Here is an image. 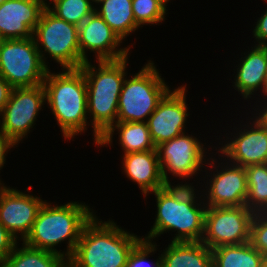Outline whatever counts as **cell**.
I'll list each match as a JSON object with an SVG mask.
<instances>
[{
    "label": "cell",
    "mask_w": 267,
    "mask_h": 267,
    "mask_svg": "<svg viewBox=\"0 0 267 267\" xmlns=\"http://www.w3.org/2000/svg\"><path fill=\"white\" fill-rule=\"evenodd\" d=\"M46 8L59 19L77 27L95 10L90 0H50Z\"/></svg>",
    "instance_id": "26"
},
{
    "label": "cell",
    "mask_w": 267,
    "mask_h": 267,
    "mask_svg": "<svg viewBox=\"0 0 267 267\" xmlns=\"http://www.w3.org/2000/svg\"><path fill=\"white\" fill-rule=\"evenodd\" d=\"M241 111H239V116L242 120L239 117L236 121L238 124L236 122H233V125L225 123L229 126L224 125L223 133H227H221L220 129L217 131V135L220 133L219 138L214 135L215 149L229 162L242 167L267 163V127L254 115L250 116L249 110L246 109L244 114Z\"/></svg>",
    "instance_id": "8"
},
{
    "label": "cell",
    "mask_w": 267,
    "mask_h": 267,
    "mask_svg": "<svg viewBox=\"0 0 267 267\" xmlns=\"http://www.w3.org/2000/svg\"><path fill=\"white\" fill-rule=\"evenodd\" d=\"M19 241L0 223V263L14 250Z\"/></svg>",
    "instance_id": "31"
},
{
    "label": "cell",
    "mask_w": 267,
    "mask_h": 267,
    "mask_svg": "<svg viewBox=\"0 0 267 267\" xmlns=\"http://www.w3.org/2000/svg\"><path fill=\"white\" fill-rule=\"evenodd\" d=\"M43 86L46 106L54 116L62 138L71 142L79 135L85 136L91 126L87 112V83L83 71L80 68L60 69L59 72L48 69Z\"/></svg>",
    "instance_id": "5"
},
{
    "label": "cell",
    "mask_w": 267,
    "mask_h": 267,
    "mask_svg": "<svg viewBox=\"0 0 267 267\" xmlns=\"http://www.w3.org/2000/svg\"><path fill=\"white\" fill-rule=\"evenodd\" d=\"M256 99H267V73L265 76L264 87L261 95Z\"/></svg>",
    "instance_id": "35"
},
{
    "label": "cell",
    "mask_w": 267,
    "mask_h": 267,
    "mask_svg": "<svg viewBox=\"0 0 267 267\" xmlns=\"http://www.w3.org/2000/svg\"><path fill=\"white\" fill-rule=\"evenodd\" d=\"M16 147L18 146L10 138L3 133L0 134V174L1 171H3L2 169L6 166L8 153H11L12 149ZM0 184H4L2 178H0Z\"/></svg>",
    "instance_id": "32"
},
{
    "label": "cell",
    "mask_w": 267,
    "mask_h": 267,
    "mask_svg": "<svg viewBox=\"0 0 267 267\" xmlns=\"http://www.w3.org/2000/svg\"><path fill=\"white\" fill-rule=\"evenodd\" d=\"M192 132L191 134H188L190 133L188 131L184 132L156 147L162 179L166 185H174L175 182H172V180L174 181L175 179L177 182L182 180L176 183V185H200L202 178L199 176H202L207 160L215 149L213 144L215 139L213 140L212 138L208 145L209 140H207L205 134H202L204 139L206 138L203 140V137L201 139L200 135L198 137L196 133L193 134ZM193 178L195 180L192 182Z\"/></svg>",
    "instance_id": "6"
},
{
    "label": "cell",
    "mask_w": 267,
    "mask_h": 267,
    "mask_svg": "<svg viewBox=\"0 0 267 267\" xmlns=\"http://www.w3.org/2000/svg\"><path fill=\"white\" fill-rule=\"evenodd\" d=\"M0 267H69V259L18 242L14 250L0 263Z\"/></svg>",
    "instance_id": "23"
},
{
    "label": "cell",
    "mask_w": 267,
    "mask_h": 267,
    "mask_svg": "<svg viewBox=\"0 0 267 267\" xmlns=\"http://www.w3.org/2000/svg\"><path fill=\"white\" fill-rule=\"evenodd\" d=\"M5 39L0 35V47Z\"/></svg>",
    "instance_id": "39"
},
{
    "label": "cell",
    "mask_w": 267,
    "mask_h": 267,
    "mask_svg": "<svg viewBox=\"0 0 267 267\" xmlns=\"http://www.w3.org/2000/svg\"><path fill=\"white\" fill-rule=\"evenodd\" d=\"M165 7H167L168 6V8H169V3H171V1L172 0H159Z\"/></svg>",
    "instance_id": "36"
},
{
    "label": "cell",
    "mask_w": 267,
    "mask_h": 267,
    "mask_svg": "<svg viewBox=\"0 0 267 267\" xmlns=\"http://www.w3.org/2000/svg\"><path fill=\"white\" fill-rule=\"evenodd\" d=\"M263 267H267V255L264 256Z\"/></svg>",
    "instance_id": "38"
},
{
    "label": "cell",
    "mask_w": 267,
    "mask_h": 267,
    "mask_svg": "<svg viewBox=\"0 0 267 267\" xmlns=\"http://www.w3.org/2000/svg\"><path fill=\"white\" fill-rule=\"evenodd\" d=\"M130 56L119 60H89L80 67L87 83V112L93 145H98L101 137L117 122L118 101L124 79L129 74Z\"/></svg>",
    "instance_id": "3"
},
{
    "label": "cell",
    "mask_w": 267,
    "mask_h": 267,
    "mask_svg": "<svg viewBox=\"0 0 267 267\" xmlns=\"http://www.w3.org/2000/svg\"><path fill=\"white\" fill-rule=\"evenodd\" d=\"M47 71L33 37L3 41L0 75L13 88L42 85Z\"/></svg>",
    "instance_id": "11"
},
{
    "label": "cell",
    "mask_w": 267,
    "mask_h": 267,
    "mask_svg": "<svg viewBox=\"0 0 267 267\" xmlns=\"http://www.w3.org/2000/svg\"><path fill=\"white\" fill-rule=\"evenodd\" d=\"M99 217L95 214L84 226L69 267H125L132 249L143 239L115 219Z\"/></svg>",
    "instance_id": "4"
},
{
    "label": "cell",
    "mask_w": 267,
    "mask_h": 267,
    "mask_svg": "<svg viewBox=\"0 0 267 267\" xmlns=\"http://www.w3.org/2000/svg\"><path fill=\"white\" fill-rule=\"evenodd\" d=\"M46 92L42 85L14 87L0 114L1 132L17 146L24 143L37 124V118L46 107ZM43 108V109H42Z\"/></svg>",
    "instance_id": "12"
},
{
    "label": "cell",
    "mask_w": 267,
    "mask_h": 267,
    "mask_svg": "<svg viewBox=\"0 0 267 267\" xmlns=\"http://www.w3.org/2000/svg\"><path fill=\"white\" fill-rule=\"evenodd\" d=\"M120 156L122 173L138 186L142 197L166 185L162 179L156 149L125 153Z\"/></svg>",
    "instance_id": "19"
},
{
    "label": "cell",
    "mask_w": 267,
    "mask_h": 267,
    "mask_svg": "<svg viewBox=\"0 0 267 267\" xmlns=\"http://www.w3.org/2000/svg\"><path fill=\"white\" fill-rule=\"evenodd\" d=\"M159 246L156 242L142 239L132 249L125 267H163ZM157 251L159 252L158 256L156 255L157 259H154V261L149 259Z\"/></svg>",
    "instance_id": "28"
},
{
    "label": "cell",
    "mask_w": 267,
    "mask_h": 267,
    "mask_svg": "<svg viewBox=\"0 0 267 267\" xmlns=\"http://www.w3.org/2000/svg\"><path fill=\"white\" fill-rule=\"evenodd\" d=\"M45 4H47L50 0H42Z\"/></svg>",
    "instance_id": "40"
},
{
    "label": "cell",
    "mask_w": 267,
    "mask_h": 267,
    "mask_svg": "<svg viewBox=\"0 0 267 267\" xmlns=\"http://www.w3.org/2000/svg\"><path fill=\"white\" fill-rule=\"evenodd\" d=\"M249 242L263 256L267 255V216L263 213H256L252 218Z\"/></svg>",
    "instance_id": "29"
},
{
    "label": "cell",
    "mask_w": 267,
    "mask_h": 267,
    "mask_svg": "<svg viewBox=\"0 0 267 267\" xmlns=\"http://www.w3.org/2000/svg\"><path fill=\"white\" fill-rule=\"evenodd\" d=\"M78 37L80 54L85 61L119 60L129 56L136 45L134 41L123 47L125 42L95 11L78 27Z\"/></svg>",
    "instance_id": "16"
},
{
    "label": "cell",
    "mask_w": 267,
    "mask_h": 267,
    "mask_svg": "<svg viewBox=\"0 0 267 267\" xmlns=\"http://www.w3.org/2000/svg\"><path fill=\"white\" fill-rule=\"evenodd\" d=\"M254 104L247 108L264 126L267 127V99L253 100ZM252 111H251V110Z\"/></svg>",
    "instance_id": "33"
},
{
    "label": "cell",
    "mask_w": 267,
    "mask_h": 267,
    "mask_svg": "<svg viewBox=\"0 0 267 267\" xmlns=\"http://www.w3.org/2000/svg\"><path fill=\"white\" fill-rule=\"evenodd\" d=\"M155 61L147 60L138 72L127 74L119 96L117 122H147L170 90Z\"/></svg>",
    "instance_id": "7"
},
{
    "label": "cell",
    "mask_w": 267,
    "mask_h": 267,
    "mask_svg": "<svg viewBox=\"0 0 267 267\" xmlns=\"http://www.w3.org/2000/svg\"><path fill=\"white\" fill-rule=\"evenodd\" d=\"M244 168L248 187L245 206L254 214L263 213L267 209V163Z\"/></svg>",
    "instance_id": "25"
},
{
    "label": "cell",
    "mask_w": 267,
    "mask_h": 267,
    "mask_svg": "<svg viewBox=\"0 0 267 267\" xmlns=\"http://www.w3.org/2000/svg\"><path fill=\"white\" fill-rule=\"evenodd\" d=\"M117 132V133H116ZM118 134L122 154L156 149L147 122H116L100 139L97 148L113 147V136Z\"/></svg>",
    "instance_id": "20"
},
{
    "label": "cell",
    "mask_w": 267,
    "mask_h": 267,
    "mask_svg": "<svg viewBox=\"0 0 267 267\" xmlns=\"http://www.w3.org/2000/svg\"><path fill=\"white\" fill-rule=\"evenodd\" d=\"M263 1L264 5H267V0H261ZM265 5V10L262 9L263 11H261V15L258 14L260 17H257L256 15V19L254 22L255 24H253V28H252V38H254V40L252 41V43L254 45H263V46H267V6Z\"/></svg>",
    "instance_id": "30"
},
{
    "label": "cell",
    "mask_w": 267,
    "mask_h": 267,
    "mask_svg": "<svg viewBox=\"0 0 267 267\" xmlns=\"http://www.w3.org/2000/svg\"><path fill=\"white\" fill-rule=\"evenodd\" d=\"M263 214H264L265 216H267V209L263 212Z\"/></svg>",
    "instance_id": "42"
},
{
    "label": "cell",
    "mask_w": 267,
    "mask_h": 267,
    "mask_svg": "<svg viewBox=\"0 0 267 267\" xmlns=\"http://www.w3.org/2000/svg\"><path fill=\"white\" fill-rule=\"evenodd\" d=\"M253 216L246 206L207 207L201 242L210 249L247 243Z\"/></svg>",
    "instance_id": "13"
},
{
    "label": "cell",
    "mask_w": 267,
    "mask_h": 267,
    "mask_svg": "<svg viewBox=\"0 0 267 267\" xmlns=\"http://www.w3.org/2000/svg\"><path fill=\"white\" fill-rule=\"evenodd\" d=\"M92 5L95 7L97 4H99L103 0H90Z\"/></svg>",
    "instance_id": "37"
},
{
    "label": "cell",
    "mask_w": 267,
    "mask_h": 267,
    "mask_svg": "<svg viewBox=\"0 0 267 267\" xmlns=\"http://www.w3.org/2000/svg\"><path fill=\"white\" fill-rule=\"evenodd\" d=\"M211 250L213 267H263L264 256L250 242Z\"/></svg>",
    "instance_id": "24"
},
{
    "label": "cell",
    "mask_w": 267,
    "mask_h": 267,
    "mask_svg": "<svg viewBox=\"0 0 267 267\" xmlns=\"http://www.w3.org/2000/svg\"><path fill=\"white\" fill-rule=\"evenodd\" d=\"M163 267H213L212 250L200 242H168L160 250Z\"/></svg>",
    "instance_id": "21"
},
{
    "label": "cell",
    "mask_w": 267,
    "mask_h": 267,
    "mask_svg": "<svg viewBox=\"0 0 267 267\" xmlns=\"http://www.w3.org/2000/svg\"><path fill=\"white\" fill-rule=\"evenodd\" d=\"M151 194L155 198L156 214L150 231L142 236L143 239L156 242L168 232L172 236L169 242L202 240L207 206L199 186L165 185L146 195L144 200Z\"/></svg>",
    "instance_id": "1"
},
{
    "label": "cell",
    "mask_w": 267,
    "mask_h": 267,
    "mask_svg": "<svg viewBox=\"0 0 267 267\" xmlns=\"http://www.w3.org/2000/svg\"><path fill=\"white\" fill-rule=\"evenodd\" d=\"M46 4L42 0H7L0 5V35L5 39L33 37Z\"/></svg>",
    "instance_id": "18"
},
{
    "label": "cell",
    "mask_w": 267,
    "mask_h": 267,
    "mask_svg": "<svg viewBox=\"0 0 267 267\" xmlns=\"http://www.w3.org/2000/svg\"><path fill=\"white\" fill-rule=\"evenodd\" d=\"M7 0H0V5L3 4Z\"/></svg>",
    "instance_id": "41"
},
{
    "label": "cell",
    "mask_w": 267,
    "mask_h": 267,
    "mask_svg": "<svg viewBox=\"0 0 267 267\" xmlns=\"http://www.w3.org/2000/svg\"><path fill=\"white\" fill-rule=\"evenodd\" d=\"M250 44L251 47H246L248 50L245 49L244 52H241V58L238 54L237 58L239 59H234L235 64L236 62L237 64L233 65L232 70L234 73L232 74L231 87L234 91L236 90L235 95L238 92V95L242 98L241 100L244 101H242L244 107L237 103V106L242 109L249 108V105L251 106L253 103L252 100H256L261 95L267 73V46Z\"/></svg>",
    "instance_id": "17"
},
{
    "label": "cell",
    "mask_w": 267,
    "mask_h": 267,
    "mask_svg": "<svg viewBox=\"0 0 267 267\" xmlns=\"http://www.w3.org/2000/svg\"><path fill=\"white\" fill-rule=\"evenodd\" d=\"M32 185L25 191L18 187L0 184V223L19 241L29 234L37 214L46 201L40 195L30 193ZM27 191V192H26Z\"/></svg>",
    "instance_id": "15"
},
{
    "label": "cell",
    "mask_w": 267,
    "mask_h": 267,
    "mask_svg": "<svg viewBox=\"0 0 267 267\" xmlns=\"http://www.w3.org/2000/svg\"><path fill=\"white\" fill-rule=\"evenodd\" d=\"M13 87L0 75V114L7 104Z\"/></svg>",
    "instance_id": "34"
},
{
    "label": "cell",
    "mask_w": 267,
    "mask_h": 267,
    "mask_svg": "<svg viewBox=\"0 0 267 267\" xmlns=\"http://www.w3.org/2000/svg\"><path fill=\"white\" fill-rule=\"evenodd\" d=\"M187 85L172 87L148 117L147 125L155 147L189 131L187 123L192 113L190 104H187Z\"/></svg>",
    "instance_id": "14"
},
{
    "label": "cell",
    "mask_w": 267,
    "mask_h": 267,
    "mask_svg": "<svg viewBox=\"0 0 267 267\" xmlns=\"http://www.w3.org/2000/svg\"><path fill=\"white\" fill-rule=\"evenodd\" d=\"M132 10V0H103L94 11L126 42L127 37L140 29Z\"/></svg>",
    "instance_id": "22"
},
{
    "label": "cell",
    "mask_w": 267,
    "mask_h": 267,
    "mask_svg": "<svg viewBox=\"0 0 267 267\" xmlns=\"http://www.w3.org/2000/svg\"><path fill=\"white\" fill-rule=\"evenodd\" d=\"M97 213L84 201H68L60 205L45 201L32 228L22 241L29 247L60 254L68 259L74 253L84 226ZM66 248L61 250V244ZM58 247V248H57Z\"/></svg>",
    "instance_id": "2"
},
{
    "label": "cell",
    "mask_w": 267,
    "mask_h": 267,
    "mask_svg": "<svg viewBox=\"0 0 267 267\" xmlns=\"http://www.w3.org/2000/svg\"><path fill=\"white\" fill-rule=\"evenodd\" d=\"M133 15L136 24L142 27L161 25L168 16V7H165L159 0H132Z\"/></svg>",
    "instance_id": "27"
},
{
    "label": "cell",
    "mask_w": 267,
    "mask_h": 267,
    "mask_svg": "<svg viewBox=\"0 0 267 267\" xmlns=\"http://www.w3.org/2000/svg\"><path fill=\"white\" fill-rule=\"evenodd\" d=\"M203 172L199 187L207 207L245 206L248 187L244 167L229 162L215 149Z\"/></svg>",
    "instance_id": "10"
},
{
    "label": "cell",
    "mask_w": 267,
    "mask_h": 267,
    "mask_svg": "<svg viewBox=\"0 0 267 267\" xmlns=\"http://www.w3.org/2000/svg\"><path fill=\"white\" fill-rule=\"evenodd\" d=\"M33 38L48 69H51L48 61L57 63V69L59 66L61 69H77L86 62L80 54L78 27L59 19L47 8L41 13Z\"/></svg>",
    "instance_id": "9"
}]
</instances>
